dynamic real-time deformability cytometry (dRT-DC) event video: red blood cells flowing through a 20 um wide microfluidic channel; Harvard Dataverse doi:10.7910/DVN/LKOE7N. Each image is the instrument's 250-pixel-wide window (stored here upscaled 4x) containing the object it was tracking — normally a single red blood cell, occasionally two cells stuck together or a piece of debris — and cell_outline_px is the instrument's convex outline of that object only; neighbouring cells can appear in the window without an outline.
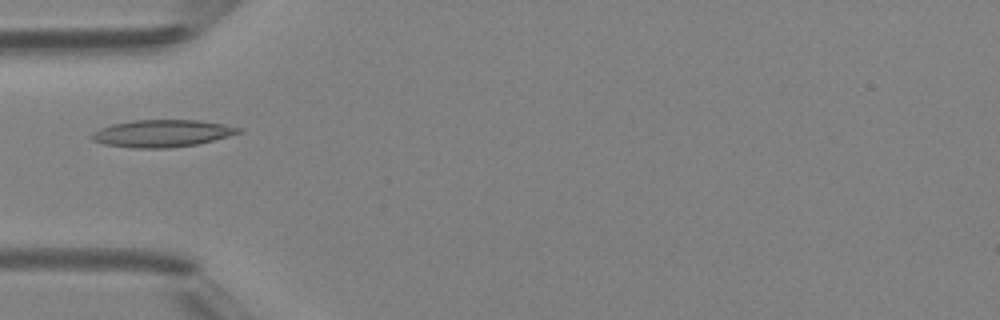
{"species": "Egyptian fruit bat (a non-hibernating species)", "species_latin": "Rousettus aegyptiacus", "temperature_condition": "room temperature", "stored_images_in_passage": 6, "camera_frame_rate_fps": 3000, "um_per_image_px": 0.085, "animal": {"sex": "female"}, "frame": {"image": 1, "passage_image": 5, "time_ms": 4.667, "image_size_px": [1000, 320], "cell_outline_px": [[244, 132], [196, 144], [172, 148], [132, 148], [104, 144], [92, 140], [88, 136], [92, 132], [100, 128], [112, 124], [132, 120], [200, 120], [224, 124], [244, 128]], "centroid_in_image_um": [13.77, 11.33], "position_along_channel_um": 71.2, "area_um2": 23.52}}
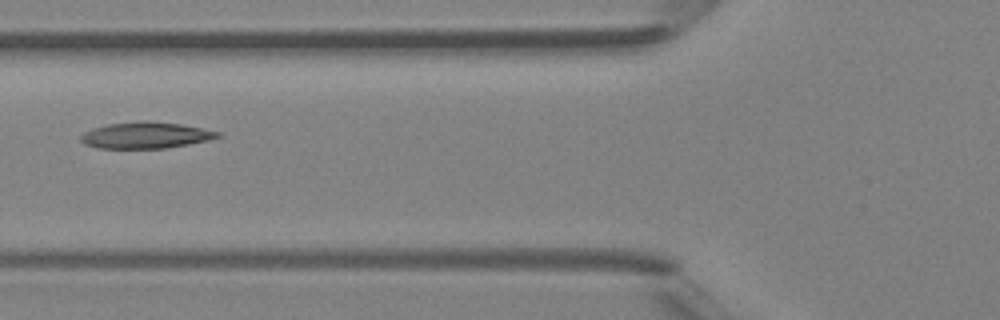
{"frame": {"image": 2, "passage_image": 6, "time_ms": 5.667, "image_size_px": [1000, 320], "cell_outline_px": [[220, 136], [208, 140], [188, 144], [164, 148], [100, 148], [84, 144], [80, 140], [80, 136], [84, 132], [92, 128], [108, 124], [144, 120], [148, 120], [180, 124], [220, 132]], "centroid_in_image_um": [12.34, 11.49], "position_along_channel_um": 113.5, "area_um2": 20.87}}